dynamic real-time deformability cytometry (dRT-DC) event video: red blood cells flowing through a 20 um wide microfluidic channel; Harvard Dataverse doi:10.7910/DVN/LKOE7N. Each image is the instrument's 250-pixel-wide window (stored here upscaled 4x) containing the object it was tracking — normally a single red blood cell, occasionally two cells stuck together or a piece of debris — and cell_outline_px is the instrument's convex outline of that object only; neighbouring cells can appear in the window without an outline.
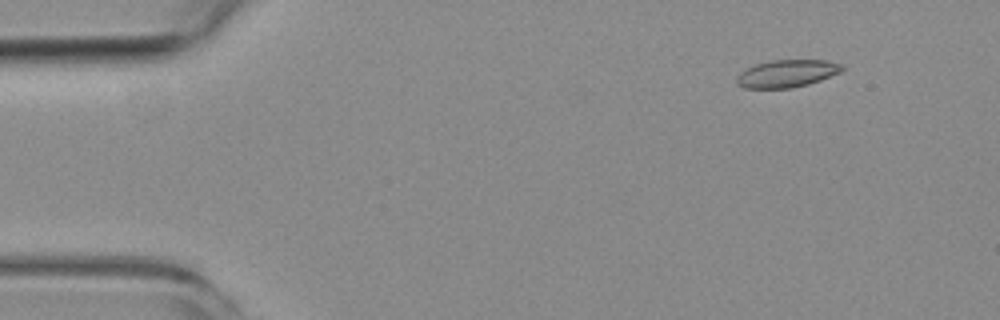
{"species": "common noctule bat (a hibernating species)", "species_latin": "Nyctalus noctula", "temperature_condition": "room temperature", "stored_images_in_passage": 6, "camera_frame_rate_fps": 3000, "um_per_image_px": 0.085, "animal": {"sex": "female", "body_mass_g": 19.3, "forearm_length_mm": 54.1}, "frame": {"image": 1, "passage_image": 2, "time_ms": 1.0, "image_size_px": [1000, 320], "cell_outline_px": [[844, 68], [840, 72], [820, 80], [808, 84], [792, 88], [744, 88], [736, 84], [736, 76], [744, 68], [756, 64], [772, 60], [828, 60], [844, 64]], "centroid_in_image_um": [66.87, 6.24], "position_along_channel_um": 18.1, "area_um2": 17.05}}
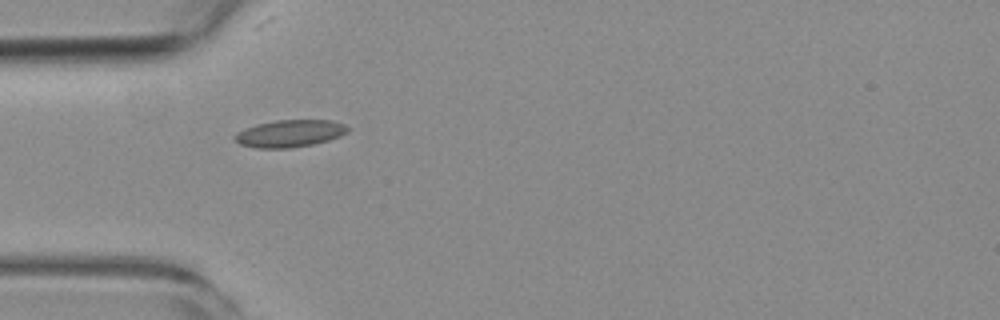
{"frame": {"image": 2, "passage_image": 5, "time_ms": 4.667, "image_size_px": [1000, 320], "cell_outline_px": [[352, 128], [348, 132], [340, 136], [328, 140], [312, 144], [288, 148], [256, 148], [240, 144], [232, 136], [236, 132], [256, 124], [276, 120], [332, 120], [344, 124]], "centroid_in_image_um": [24.64, 11.33], "position_along_channel_um": 60.4, "area_um2": 17.98}}
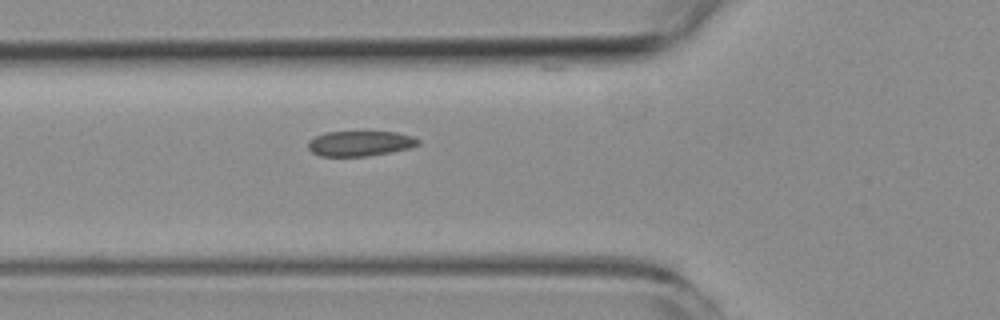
{"frame": {"image": 3, "passage_image": 6, "time_ms": 5.667, "image_size_px": [1000, 320], "cell_outline_px": [[420, 144], [408, 148], [392, 152], [364, 156], [320, 156], [312, 152], [308, 148], [308, 140], [324, 132], [364, 128], [396, 132], [412, 136], [420, 140]], "centroid_in_image_um": [30.6, 12.12], "position_along_channel_um": 95.2, "area_um2": 17.17}}